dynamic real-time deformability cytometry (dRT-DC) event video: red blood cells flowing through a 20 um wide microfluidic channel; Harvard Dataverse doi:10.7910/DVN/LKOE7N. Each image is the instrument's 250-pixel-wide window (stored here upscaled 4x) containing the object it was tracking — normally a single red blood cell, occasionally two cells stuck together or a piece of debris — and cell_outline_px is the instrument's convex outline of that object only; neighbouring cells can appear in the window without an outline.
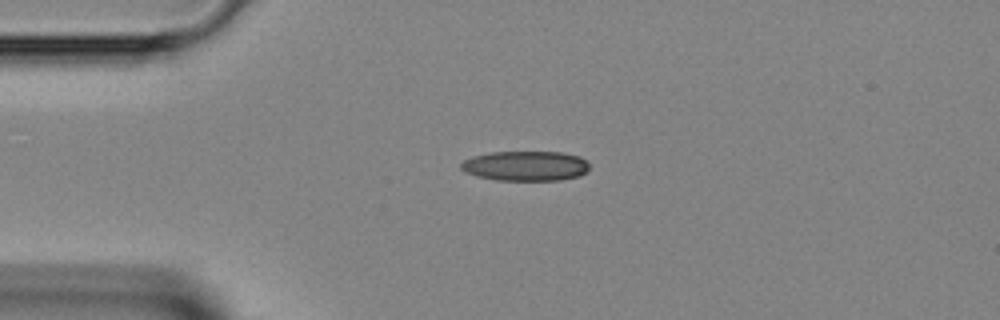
{"species": "Egyptian fruit bat (a non-hibernating species)", "species_latin": "Rousettus aegyptiacus", "temperature_condition": "room temperature", "stored_images_in_passage": 30, "camera_frame_rate_fps": 3000, "um_per_image_px": 0.085, "animal": {"sex": "female"}, "frame": {"image": 1, "passage_image": 1, "time_ms": 0.0, "image_size_px": [1000, 320], "cell_outline_px": [[588, 172], [580, 176], [560, 180], [496, 180], [476, 176], [464, 172], [460, 168], [460, 164], [464, 160], [472, 156], [492, 152], [560, 152], [580, 156], [588, 164]], "centroid_in_image_um": [44.66, 14.11], "position_along_channel_um": 40.3, "area_um2": 22.48}}
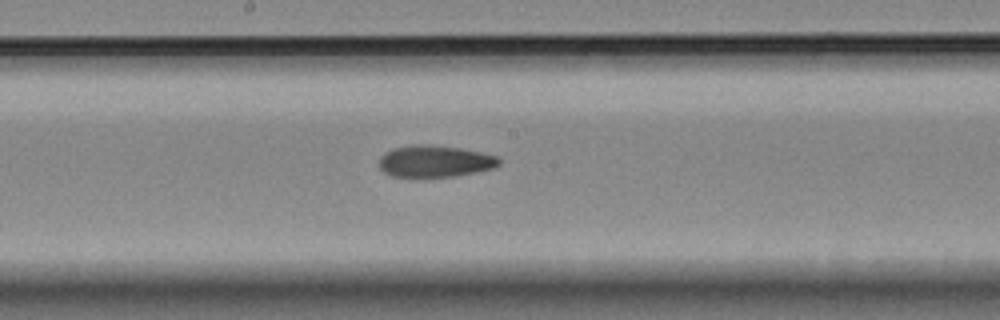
{"frame": {"image": 2, "passage_image": 14, "time_ms": 4.333, "image_size_px": [1000, 320], "cell_outline_px": [[500, 164], [496, 168], [456, 176], [428, 180], [412, 180], [392, 176], [384, 172], [380, 168], [380, 156], [384, 152], [392, 148], [412, 144], [428, 144], [460, 148], [500, 156]], "centroid_in_image_um": [36.94, 13.76], "position_along_channel_um": 211.3, "area_um2": 23.47}}
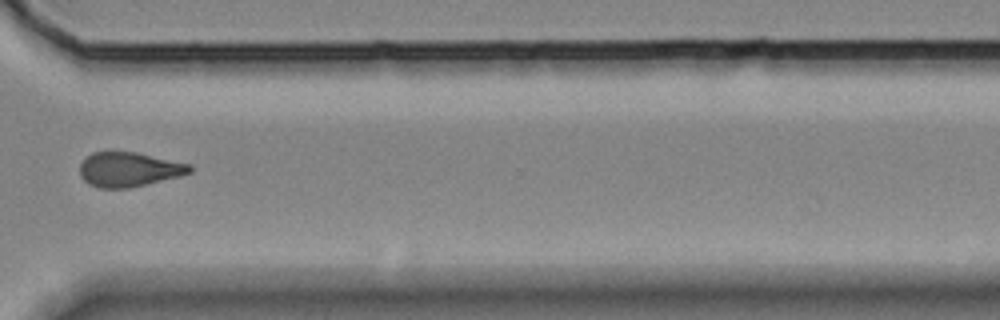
{"frame": {"image": 3, "passage_image": 24, "time_ms": 7.667, "image_size_px": [1000, 320], "cell_outline_px": [[192, 172], [180, 176], [128, 188], [100, 188], [88, 184], [80, 176], [80, 164], [92, 152], [136, 152], [192, 164]], "centroid_in_image_um": [10.97, 14.4], "position_along_channel_um": 359.6, "area_um2": 22.08}}